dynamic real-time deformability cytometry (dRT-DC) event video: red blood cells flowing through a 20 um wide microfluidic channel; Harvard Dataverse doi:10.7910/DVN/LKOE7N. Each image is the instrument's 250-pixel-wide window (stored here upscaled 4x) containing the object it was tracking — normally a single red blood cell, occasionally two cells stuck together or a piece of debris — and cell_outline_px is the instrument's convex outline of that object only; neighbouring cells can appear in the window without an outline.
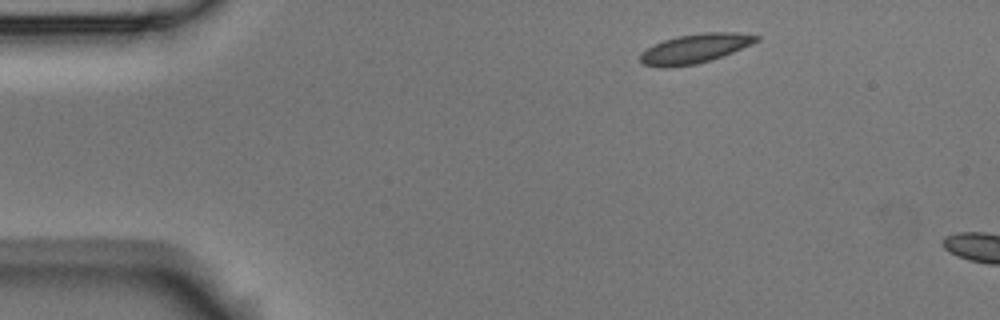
{"species": "Egyptian fruit bat (a non-hibernating species)", "species_latin": "Rousettus aegyptiacus", "temperature_condition": "room temperature", "stored_images_in_passage": 5, "camera_frame_rate_fps": 3000, "um_per_image_px": 0.085, "animal": {"sex": "male"}, "frame": {"image": 1, "passage_image": 5, "time_ms": 5.667, "image_size_px": [1000, 320], "cell_outline_px": [[760, 40], [752, 44], [712, 60], [696, 64], [668, 68], [660, 68], [644, 64], [640, 60], [640, 52], [664, 40], [680, 36], [704, 32], [736, 32], [760, 36]], "centroid_in_image_um": [59.08, 4.14], "position_along_channel_um": 25.9, "area_um2": 19.77}}